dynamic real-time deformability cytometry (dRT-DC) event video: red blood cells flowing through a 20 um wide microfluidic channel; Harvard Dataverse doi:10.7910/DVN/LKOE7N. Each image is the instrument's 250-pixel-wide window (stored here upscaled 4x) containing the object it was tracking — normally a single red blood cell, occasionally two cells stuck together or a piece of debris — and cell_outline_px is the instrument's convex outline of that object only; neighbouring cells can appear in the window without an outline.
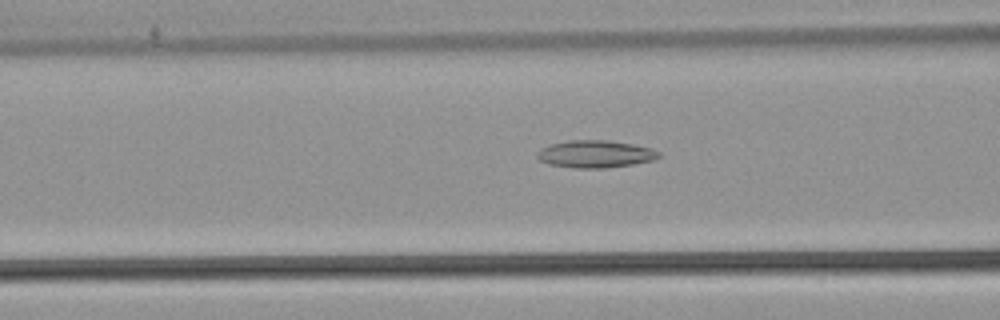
{"species": "common noctule bat (a hibernating species)", "species_latin": "Nyctalus noctula", "temperature_condition": "warm", "stored_images_in_passage": 35, "camera_frame_rate_fps": 3000, "um_per_image_px": 0.085, "animal": {"sex": "male", "body_mass_g": 21.5, "forearm_length_mm": 52.0}, "frame": {"image": 1, "passage_image": 4, "time_ms": 1.0, "image_size_px": [1000, 320], "cell_outline_px": [[660, 156], [652, 160], [632, 164], [604, 168], [576, 168], [548, 164], [540, 160], [536, 156], [536, 152], [540, 148], [552, 144], [568, 140], [608, 140], [632, 144], [652, 148], [660, 152]], "centroid_in_image_um": [50.58, 13.09], "position_along_channel_um": 116.0, "area_um2": 19.36}}
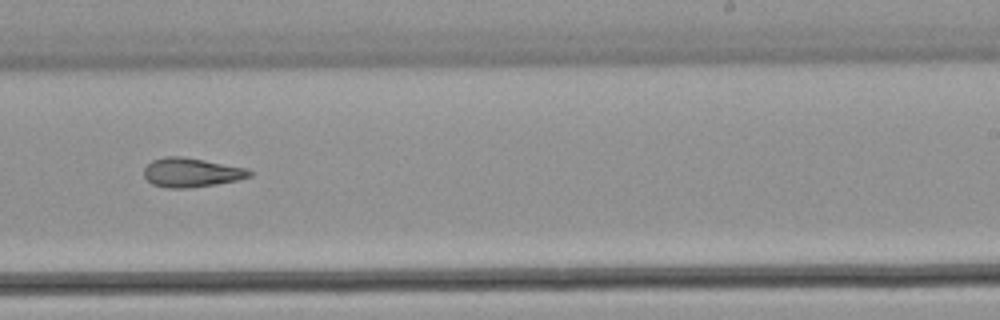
{"frame": {"image": 2, "passage_image": 16, "time_ms": 5.0, "image_size_px": [1000, 320], "cell_outline_px": [[252, 176], [236, 180], [216, 184], [188, 188], [168, 188], [152, 184], [144, 176], [144, 168], [152, 160], [164, 156], [184, 156], [244, 168], [252, 172]], "centroid_in_image_um": [16.22, 14.66], "position_along_channel_um": 272.8, "area_um2": 17.8}}
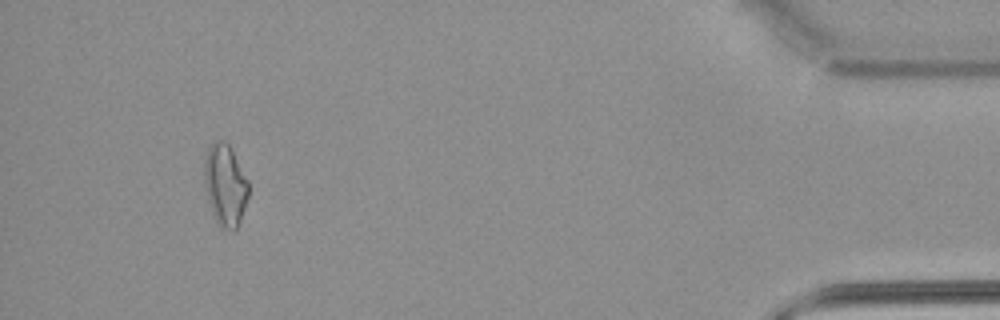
{"frame": {"image": 3, "passage_image": 32, "time_ms": 10.333, "image_size_px": [1000, 320], "cell_outline_px": [[248, 196], [240, 220], [236, 228], [232, 232], [220, 228], [212, 212], [208, 200], [204, 184], [204, 160], [208, 148], [216, 140], [224, 140], [228, 144], [248, 180]], "centroid_in_image_um": [19.12, 15.75], "position_along_channel_um": 416.1, "area_um2": 20.92}}